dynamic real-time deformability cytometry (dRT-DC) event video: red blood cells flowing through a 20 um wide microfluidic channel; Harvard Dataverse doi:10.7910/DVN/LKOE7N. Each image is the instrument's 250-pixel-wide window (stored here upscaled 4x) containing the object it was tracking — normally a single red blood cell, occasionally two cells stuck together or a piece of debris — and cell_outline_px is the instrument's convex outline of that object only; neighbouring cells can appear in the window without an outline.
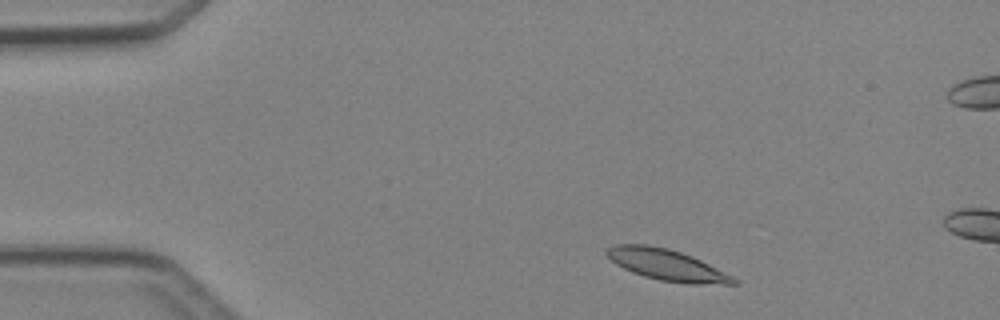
{"species": "Egyptian fruit bat (a non-hibernating species)", "species_latin": "Rousettus aegyptiacus", "temperature_condition": "cold", "stored_images_in_passage": 3, "camera_frame_rate_fps": 3000, "um_per_image_px": 0.085, "animal": {"sex": "female"}, "frame": {"image": 1, "passage_image": 1, "time_ms": 0.0, "image_size_px": [1000, 320], "cell_outline_px": [[740, 284], [688, 284], [660, 280], [644, 276], [632, 272], [616, 264], [604, 252], [612, 244], [644, 244], [668, 248], [692, 256], [740, 280]], "centroid_in_image_um": [56.68, 22.52], "position_along_channel_um": 28.3, "area_um2": 22.95}}